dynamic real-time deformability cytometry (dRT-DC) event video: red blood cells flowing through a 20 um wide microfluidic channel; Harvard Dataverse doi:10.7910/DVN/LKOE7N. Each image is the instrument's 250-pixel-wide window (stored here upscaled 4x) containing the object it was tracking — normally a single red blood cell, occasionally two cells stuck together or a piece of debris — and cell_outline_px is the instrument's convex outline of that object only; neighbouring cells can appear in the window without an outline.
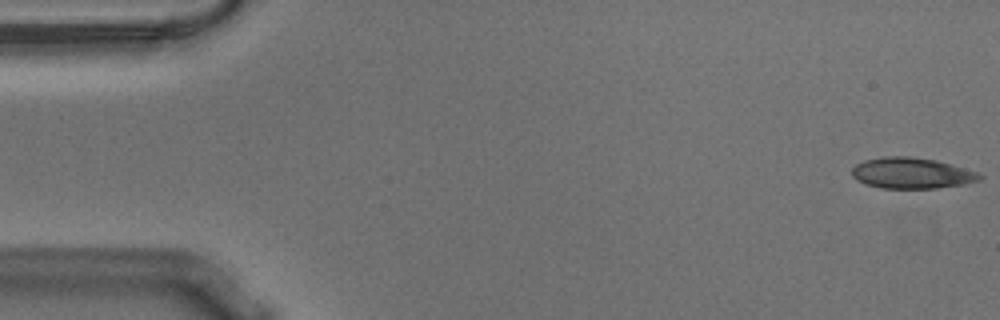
{"species": "Egyptian fruit bat (a non-hibernating species)", "species_latin": "Rousettus aegyptiacus", "temperature_condition": "warm", "stored_images_in_passage": 55, "camera_frame_rate_fps": 3000, "um_per_image_px": 0.085, "animal": {"sex": "male"}, "frame": {"image": 1, "passage_image": 1, "time_ms": 0.0, "image_size_px": [1000, 320], "cell_outline_px": [[984, 176], [980, 180], [964, 184], [936, 188], [880, 188], [864, 184], [856, 180], [852, 176], [852, 168], [856, 164], [864, 160], [884, 156], [908, 156], [936, 160], [976, 172]], "centroid_in_image_um": [77.44, 14.72], "position_along_channel_um": 7.6, "area_um2": 23.0}}
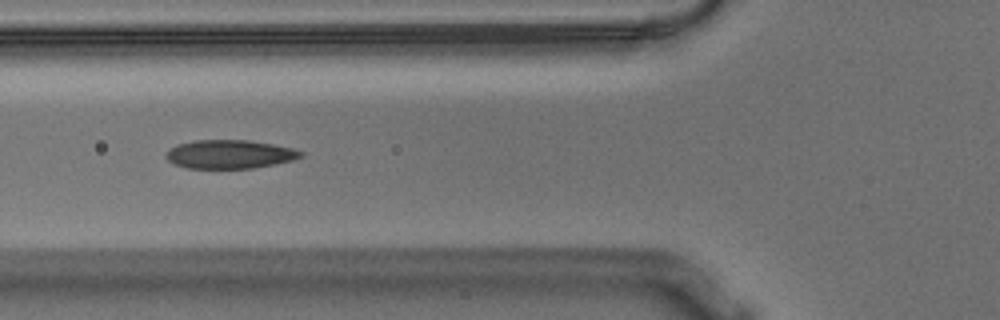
{"frame": {"image": 2, "passage_image": 20, "time_ms": 6.333, "image_size_px": [1000, 320], "cell_outline_px": [[304, 156], [292, 160], [276, 164], [252, 168], [188, 168], [176, 164], [168, 160], [164, 156], [168, 148], [176, 144], [196, 140], [248, 140], [272, 144], [292, 148], [304, 152]], "centroid_in_image_um": [19.51, 13.1], "position_along_channel_um": 106.3, "area_um2": 22.54}}
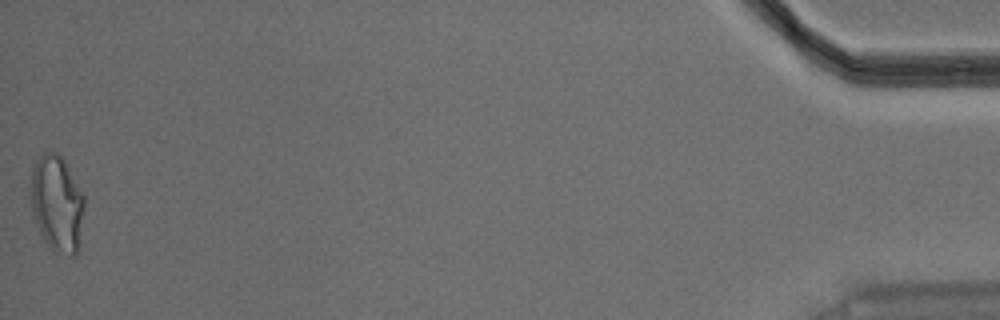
{"frame": {"image": 3, "passage_image": 55, "time_ms": 18.0, "image_size_px": [1000, 320], "cell_outline_px": [[84, 204], [80, 248], [76, 256], [72, 256], [52, 252], [44, 240], [36, 224], [28, 204], [28, 192], [32, 168], [36, 160], [44, 152], [56, 152], [64, 160], [84, 196]], "centroid_in_image_um": [4.8, 17.34], "position_along_channel_um": 430.4, "area_um2": 31.04}, "authors_computed_cell_mechanics": {"area_um2": 22.7154, "velocity_mm_per_s": 3.6202, "shape_relaxation_time_tau1_ms": 9.0972, "shape_relaxation_time_tau2_ms": 1.4585, "deformation_change_tau1": 0.216, "deformation_change_tau2": 0.0744}}